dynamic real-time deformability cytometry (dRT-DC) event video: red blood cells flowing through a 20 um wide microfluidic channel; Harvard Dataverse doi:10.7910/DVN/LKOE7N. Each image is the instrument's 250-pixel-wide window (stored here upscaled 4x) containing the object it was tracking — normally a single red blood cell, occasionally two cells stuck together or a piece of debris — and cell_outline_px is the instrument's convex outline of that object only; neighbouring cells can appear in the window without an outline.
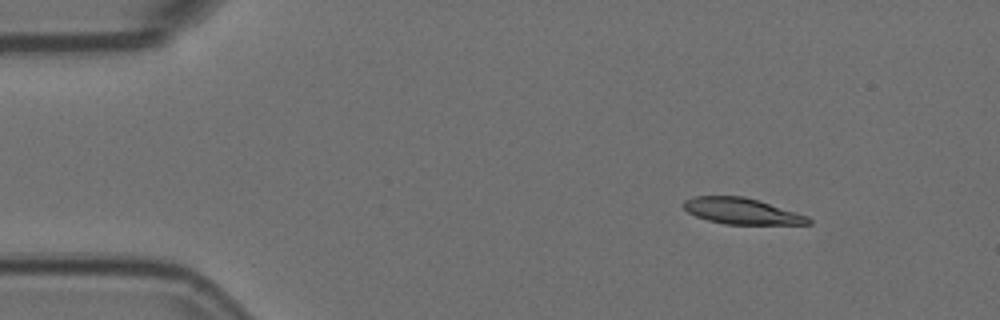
{"species": "Egyptian fruit bat (a non-hibernating species)", "species_latin": "Rousettus aegyptiacus", "temperature_condition": "room temperature", "stored_images_in_passage": 7, "camera_frame_rate_fps": 3000, "um_per_image_px": 0.085, "animal": {"sex": "female"}, "frame": {"image": 1, "passage_image": 2, "time_ms": 0.333, "image_size_px": [1000, 320], "cell_outline_px": [[812, 224], [724, 224], [708, 220], [696, 216], [688, 212], [680, 204], [684, 200], [692, 196], [744, 196], [808, 216], [812, 220]], "centroid_in_image_um": [63.0, 17.94], "position_along_channel_um": 22.0, "area_um2": 18.9}}
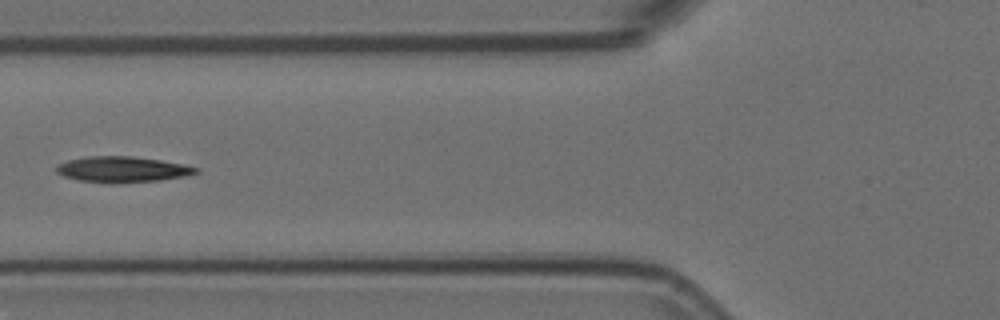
{"frame": {"image": 2, "passage_image": 6, "time_ms": 1.667, "image_size_px": [1000, 320], "cell_outline_px": [[200, 172], [188, 176], [160, 180], [112, 184], [80, 180], [64, 176], [56, 172], [56, 168], [60, 164], [68, 160], [88, 156], [132, 156], [160, 160], [184, 164], [200, 168]], "centroid_in_image_um": [10.46, 14.4], "position_along_channel_um": 115.3, "area_um2": 21.1}}
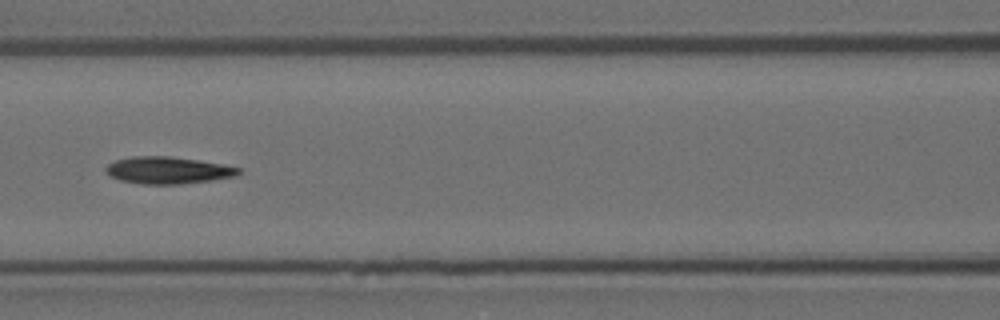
{"frame": {"image": 3, "passage_image": 7, "time_ms": 2.0, "image_size_px": [1000, 320], "cell_outline_px": [[240, 172], [236, 176], [212, 180], [180, 184], [140, 184], [120, 180], [104, 172], [104, 168], [108, 164], [116, 160], [132, 156], [168, 156], [196, 160], [220, 164], [240, 168]], "centroid_in_image_um": [14.23, 14.48], "position_along_channel_um": 152.4, "area_um2": 20.75}}